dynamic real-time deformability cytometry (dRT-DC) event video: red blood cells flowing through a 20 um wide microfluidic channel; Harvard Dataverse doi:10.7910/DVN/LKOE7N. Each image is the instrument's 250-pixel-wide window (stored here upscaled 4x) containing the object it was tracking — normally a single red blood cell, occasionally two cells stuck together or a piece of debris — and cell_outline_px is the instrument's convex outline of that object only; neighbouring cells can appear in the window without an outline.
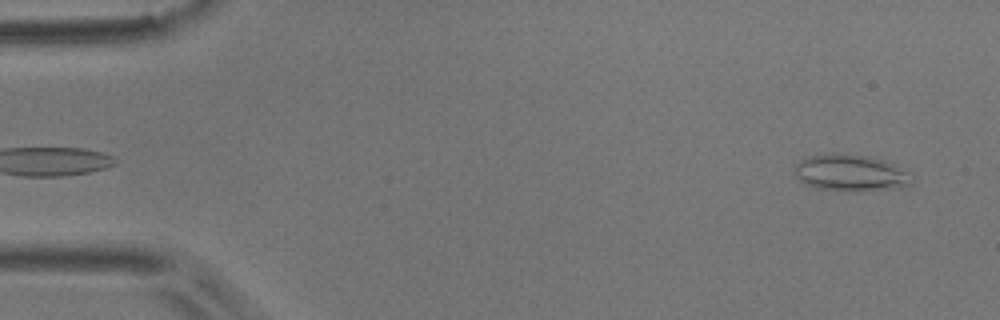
{"species": "common noctule bat (a hibernating species)", "species_latin": "Nyctalus noctula", "temperature_condition": "room temperature", "stored_images_in_passage": 51, "camera_frame_rate_fps": 3000, "um_per_image_px": 0.085, "animal": {"sex": "male", "body_mass_g": 17.9}, "frame": {"image": 1, "passage_image": 2, "time_ms": 0.333, "image_size_px": [1000, 320], "cell_outline_px": [[912, 184], [900, 188], [860, 192], [848, 192], [820, 188], [808, 184], [800, 180], [792, 172], [792, 168], [800, 160], [808, 156], [868, 156], [896, 164], [912, 180]], "centroid_in_image_um": [72.3, 14.75], "position_along_channel_um": 12.7, "area_um2": 24.45}}
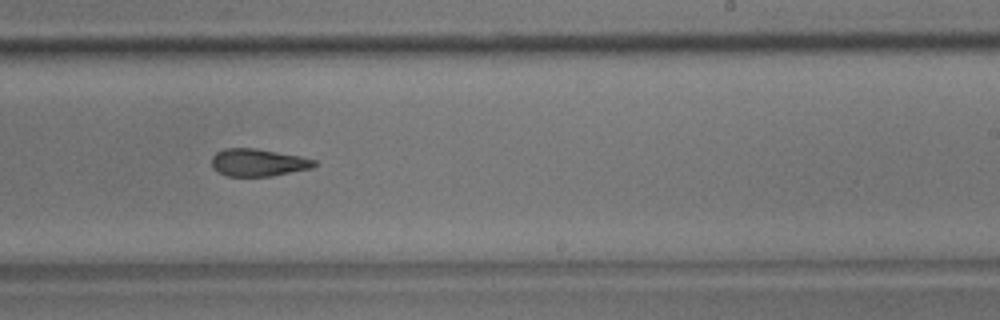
{"frame": {"image": 2, "passage_image": 31, "time_ms": 10.0, "image_size_px": [1000, 320], "cell_outline_px": [[316, 164], [312, 168], [272, 176], [228, 176], [212, 168], [212, 156], [216, 152], [224, 148], [256, 148], [300, 156], [316, 160]], "centroid_in_image_um": [21.93, 13.81], "position_along_channel_um": 267.1, "area_um2": 16.42}}
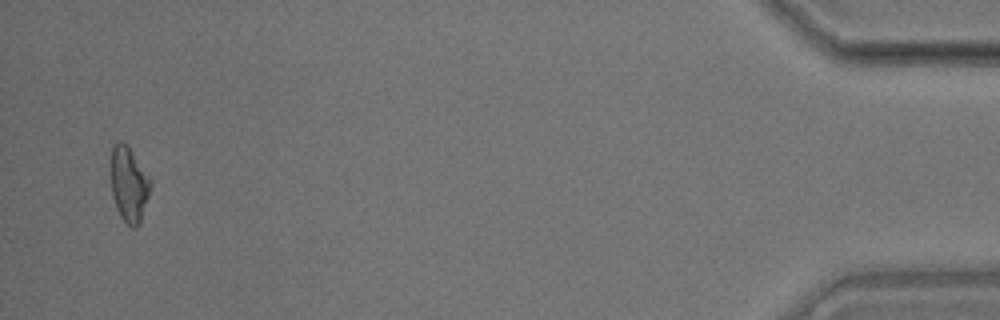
{"frame": {"image": 3, "passage_image": 50, "time_ms": 16.333, "image_size_px": [1000, 320], "cell_outline_px": [[152, 184], [140, 224], [136, 228], [132, 228], [120, 216], [116, 208], [112, 196], [112, 148], [120, 140], [128, 144], [152, 180]], "centroid_in_image_um": [10.99, 15.68], "position_along_channel_um": 424.2, "area_um2": 17.4}, "authors_computed_cell_mechanics": {"area_um2": 17.3978, "velocity_mm_per_s": 3.7931, "shape_relaxation_time_tau1_ms": null, "shape_relaxation_time_tau2_ms": 3.6397, "deformation_change_tau1": null, "deformation_change_tau2": 0.1253}}